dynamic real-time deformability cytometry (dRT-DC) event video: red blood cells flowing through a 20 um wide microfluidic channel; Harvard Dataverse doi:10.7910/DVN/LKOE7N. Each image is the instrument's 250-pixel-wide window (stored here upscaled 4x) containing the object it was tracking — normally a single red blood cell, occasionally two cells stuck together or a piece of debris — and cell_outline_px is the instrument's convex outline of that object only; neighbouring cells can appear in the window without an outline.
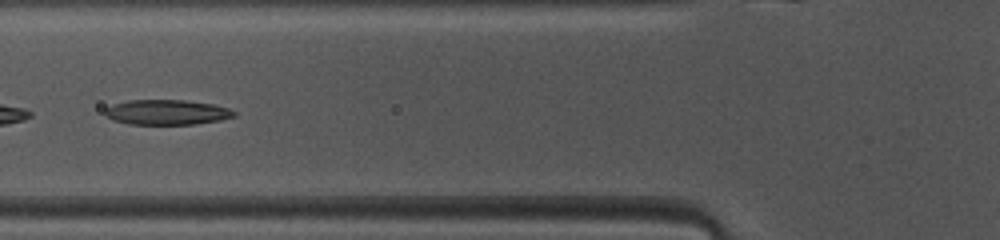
{"species": "common noctule bat (a hibernating species)", "species_latin": "Nyctalus noctula", "temperature_condition": "warm", "stored_images_in_passage": 40, "camera_frame_rate_fps": 3000, "um_per_image_px": 0.085, "animal": {"sex": "female", "body_mass_g": 10.0, "forearm_length_mm": 53.1}, "frame": {"image": 1, "passage_image": 10, "time_ms": 3.0, "image_size_px": [1000, 240], "cell_outline_px": [[236, 116], [220, 120], [196, 124], [128, 124], [112, 120], [104, 116], [104, 112], [112, 104], [128, 100], [184, 100], [212, 104], [228, 108], [236, 112]], "centroid_in_image_um": [14.16, 9.54], "position_along_channel_um": 111.6, "area_um2": 18.9}}
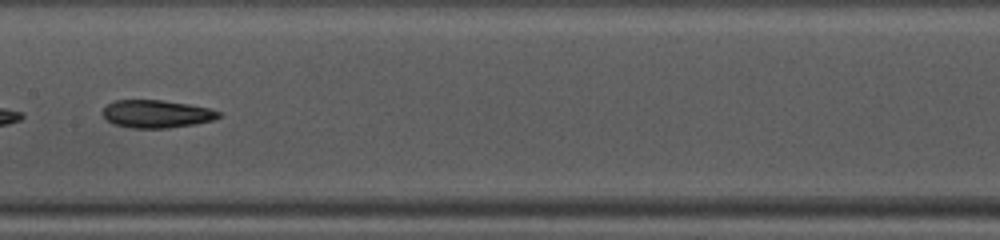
{"frame": {"image": 2, "passage_image": 16, "time_ms": 5.0, "image_size_px": [1000, 240], "cell_outline_px": [[220, 116], [212, 120], [196, 124], [168, 128], [132, 128], [112, 124], [104, 116], [104, 108], [108, 104], [116, 100], [164, 100], [212, 108], [220, 112]], "centroid_in_image_um": [13.33, 9.68], "position_along_channel_um": 194.1, "area_um2": 18.79}}
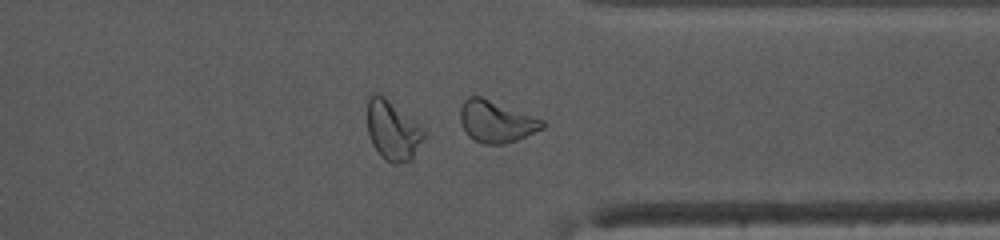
{"frame": {"image": 3, "passage_image": 29, "time_ms": 9.333, "image_size_px": [1000, 240], "cell_outline_px": [[548, 124], [544, 128], [516, 140], [504, 144], [484, 144], [468, 136], [464, 132], [460, 120], [460, 108], [464, 100], [468, 96], [480, 96], [544, 120]], "centroid_in_image_um": [42.17, 10.33], "position_along_channel_um": 369.2, "area_um2": 19.94}, "authors_computed_cell_mechanics": {"area_um2": 19.363, "velocity_mm_per_s": 4.1078, "shape_relaxation_time_tau1_ms": null, "shape_relaxation_time_tau2_ms": 9.4352, "deformation_change_tau1": null, "deformation_change_tau2": 0.1923}}